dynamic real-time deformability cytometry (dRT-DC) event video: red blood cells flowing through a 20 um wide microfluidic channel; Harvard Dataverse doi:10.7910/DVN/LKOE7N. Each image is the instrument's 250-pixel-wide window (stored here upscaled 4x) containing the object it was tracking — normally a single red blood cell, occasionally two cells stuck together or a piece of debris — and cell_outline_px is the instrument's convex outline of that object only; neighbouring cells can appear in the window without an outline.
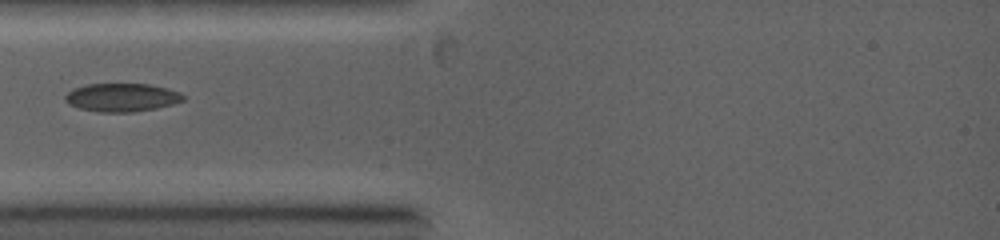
{"species": "common noctule bat (a hibernating species)", "species_latin": "Nyctalus noctula", "temperature_condition": "warm", "stored_images_in_passage": 3, "camera_frame_rate_fps": 5000, "um_per_image_px": 0.085, "animal": {"sex": "female", "body_mass_g": 19.0, "forearm_length_mm": 53.3}, "frame": {"image": 1, "passage_image": 1, "time_ms": 0.0, "image_size_px": [1000, 240], "cell_outline_px": [[184, 100], [172, 104], [156, 108], [132, 112], [100, 112], [80, 108], [68, 104], [64, 100], [64, 96], [72, 88], [84, 84], [152, 84], [168, 88], [180, 92], [184, 96]], "centroid_in_image_um": [10.33, 8.27], "position_along_channel_um": 74.7, "area_um2": 19.59}}